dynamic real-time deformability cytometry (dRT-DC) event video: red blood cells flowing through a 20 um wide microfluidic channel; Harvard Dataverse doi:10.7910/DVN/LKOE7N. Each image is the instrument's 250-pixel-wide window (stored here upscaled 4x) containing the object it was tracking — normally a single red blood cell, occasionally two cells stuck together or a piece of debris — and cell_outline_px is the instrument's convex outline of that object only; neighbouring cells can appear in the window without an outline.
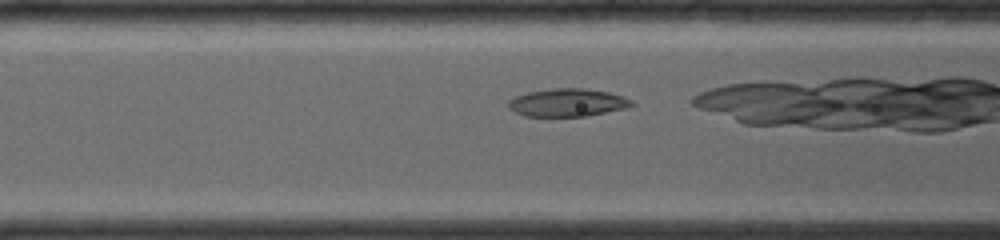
{"species": "common noctule bat (a hibernating species)", "species_latin": "Nyctalus noctula", "temperature_condition": "room temperature", "stored_images_in_passage": 9, "camera_frame_rate_fps": 4000, "um_per_image_px": 0.085, "animal": {"sex": "female", "body_mass_g": 19.0, "forearm_length_mm": 56.7}, "frame": {"image": 1, "passage_image": 6, "time_ms": 1.25, "image_size_px": [1000, 240], "cell_outline_px": [[636, 104], [628, 108], [584, 116], [524, 116], [508, 108], [508, 100], [512, 96], [528, 92], [552, 88], [580, 88], [608, 92], [624, 96], [632, 100]], "centroid_in_image_um": [48.23, 8.71], "position_along_channel_um": 118.4, "area_um2": 20.17}}